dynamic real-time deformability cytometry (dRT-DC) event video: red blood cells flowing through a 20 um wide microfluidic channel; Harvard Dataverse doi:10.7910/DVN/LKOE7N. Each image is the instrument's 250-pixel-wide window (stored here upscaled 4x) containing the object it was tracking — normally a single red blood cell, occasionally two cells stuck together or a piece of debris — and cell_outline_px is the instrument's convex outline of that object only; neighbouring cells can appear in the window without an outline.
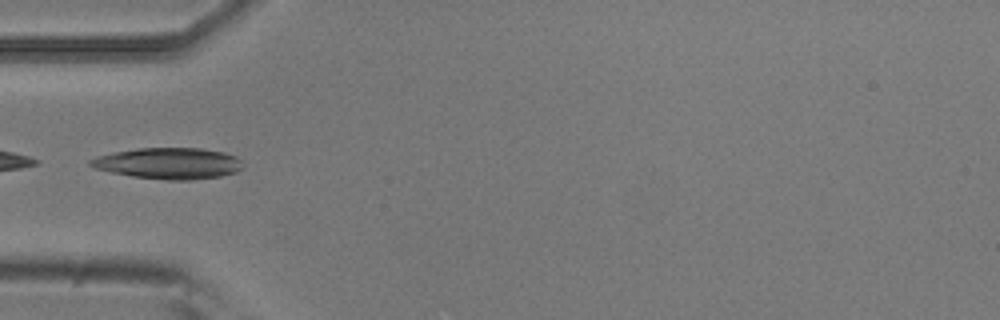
{"species": "common noctule bat (a hibernating species)", "species_latin": "Nyctalus noctula", "temperature_condition": "room temperature", "stored_images_in_passage": 11, "camera_frame_rate_fps": 3000, "um_per_image_px": 0.085, "animal": {"sex": "male", "body_mass_g": 20.5, "forearm_length_mm": 52.5}, "frame": {"image": 1, "passage_image": 7, "time_ms": 2.0, "image_size_px": [1000, 320], "cell_outline_px": [[244, 168], [236, 172], [220, 176], [192, 180], [168, 180], [132, 176], [112, 172], [96, 168], [88, 164], [88, 160], [96, 156], [112, 152], [136, 148], [200, 148], [224, 152], [236, 156], [244, 164]], "centroid_in_image_um": [14.35, 13.88], "position_along_channel_um": 70.7, "area_um2": 27.86}}
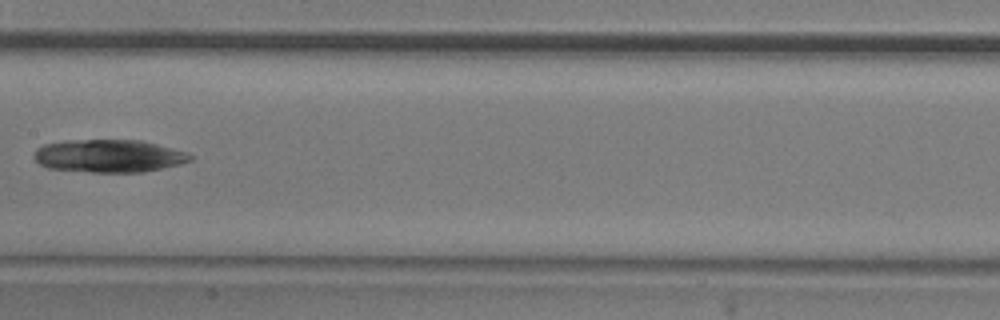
{"frame": {"image": 2, "passage_image": 10, "time_ms": 3.0, "image_size_px": [1000, 320], "cell_outline_px": [[196, 156], [192, 160], [180, 164], [144, 172], [92, 172], [48, 168], [40, 164], [36, 160], [36, 148], [44, 144], [64, 140], [140, 140], [188, 152]], "centroid_in_image_um": [9.3, 13.25], "position_along_channel_um": 198.1, "area_um2": 29.88}}
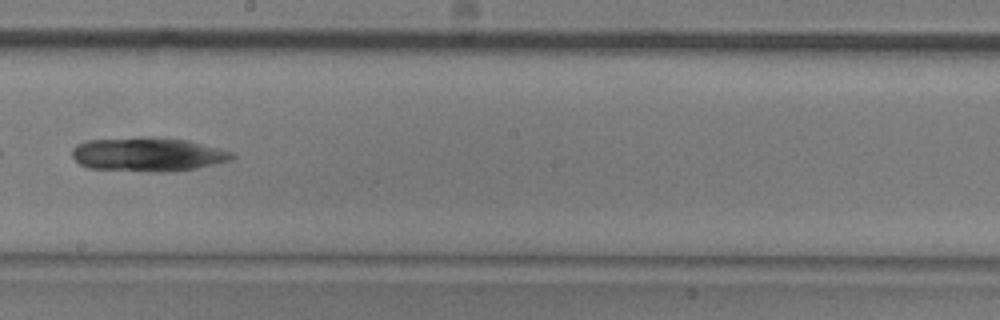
{"frame": {"image": 3, "passage_image": 11, "time_ms": 3.333, "image_size_px": [1000, 320], "cell_outline_px": [[236, 156], [228, 160], [196, 168], [168, 172], [160, 172], [88, 168], [80, 164], [72, 156], [72, 148], [76, 144], [88, 140], [136, 136], [164, 136], [188, 140], [220, 148], [232, 152]], "centroid_in_image_um": [12.54, 13.09], "position_along_channel_um": 235.7, "area_um2": 32.08}}